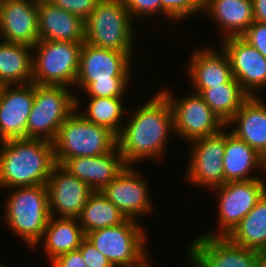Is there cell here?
Instances as JSON below:
<instances>
[{
    "label": "cell",
    "mask_w": 266,
    "mask_h": 267,
    "mask_svg": "<svg viewBox=\"0 0 266 267\" xmlns=\"http://www.w3.org/2000/svg\"><path fill=\"white\" fill-rule=\"evenodd\" d=\"M52 267H86L82 254L79 250L62 254L51 261Z\"/></svg>",
    "instance_id": "cell-36"
},
{
    "label": "cell",
    "mask_w": 266,
    "mask_h": 267,
    "mask_svg": "<svg viewBox=\"0 0 266 267\" xmlns=\"http://www.w3.org/2000/svg\"><path fill=\"white\" fill-rule=\"evenodd\" d=\"M79 98L66 86L34 84V103L30 111L26 138L53 142L60 126L78 107Z\"/></svg>",
    "instance_id": "cell-7"
},
{
    "label": "cell",
    "mask_w": 266,
    "mask_h": 267,
    "mask_svg": "<svg viewBox=\"0 0 266 267\" xmlns=\"http://www.w3.org/2000/svg\"><path fill=\"white\" fill-rule=\"evenodd\" d=\"M199 94L225 124L250 97L234 78L225 84L203 89Z\"/></svg>",
    "instance_id": "cell-29"
},
{
    "label": "cell",
    "mask_w": 266,
    "mask_h": 267,
    "mask_svg": "<svg viewBox=\"0 0 266 267\" xmlns=\"http://www.w3.org/2000/svg\"><path fill=\"white\" fill-rule=\"evenodd\" d=\"M32 47L0 42V84L25 85L32 83Z\"/></svg>",
    "instance_id": "cell-26"
},
{
    "label": "cell",
    "mask_w": 266,
    "mask_h": 267,
    "mask_svg": "<svg viewBox=\"0 0 266 267\" xmlns=\"http://www.w3.org/2000/svg\"><path fill=\"white\" fill-rule=\"evenodd\" d=\"M85 238L78 219L50 217L40 242L44 240V250L52 261L62 254L78 250Z\"/></svg>",
    "instance_id": "cell-25"
},
{
    "label": "cell",
    "mask_w": 266,
    "mask_h": 267,
    "mask_svg": "<svg viewBox=\"0 0 266 267\" xmlns=\"http://www.w3.org/2000/svg\"><path fill=\"white\" fill-rule=\"evenodd\" d=\"M192 149L188 165V181L192 184L216 188L225 183L223 156L225 131L190 141Z\"/></svg>",
    "instance_id": "cell-12"
},
{
    "label": "cell",
    "mask_w": 266,
    "mask_h": 267,
    "mask_svg": "<svg viewBox=\"0 0 266 267\" xmlns=\"http://www.w3.org/2000/svg\"><path fill=\"white\" fill-rule=\"evenodd\" d=\"M0 35L6 42L37 44L38 0H0Z\"/></svg>",
    "instance_id": "cell-18"
},
{
    "label": "cell",
    "mask_w": 266,
    "mask_h": 267,
    "mask_svg": "<svg viewBox=\"0 0 266 267\" xmlns=\"http://www.w3.org/2000/svg\"><path fill=\"white\" fill-rule=\"evenodd\" d=\"M222 43L233 78L249 96H258L255 92L266 88V58L241 37H228Z\"/></svg>",
    "instance_id": "cell-15"
},
{
    "label": "cell",
    "mask_w": 266,
    "mask_h": 267,
    "mask_svg": "<svg viewBox=\"0 0 266 267\" xmlns=\"http://www.w3.org/2000/svg\"><path fill=\"white\" fill-rule=\"evenodd\" d=\"M136 221L128 219L119 225L92 231L86 234V239L114 267H145L149 262L144 251L147 235Z\"/></svg>",
    "instance_id": "cell-9"
},
{
    "label": "cell",
    "mask_w": 266,
    "mask_h": 267,
    "mask_svg": "<svg viewBox=\"0 0 266 267\" xmlns=\"http://www.w3.org/2000/svg\"><path fill=\"white\" fill-rule=\"evenodd\" d=\"M160 92L168 99L174 123V134L188 142L211 136L225 129L226 124L211 110L199 93L176 99L169 89Z\"/></svg>",
    "instance_id": "cell-10"
},
{
    "label": "cell",
    "mask_w": 266,
    "mask_h": 267,
    "mask_svg": "<svg viewBox=\"0 0 266 267\" xmlns=\"http://www.w3.org/2000/svg\"><path fill=\"white\" fill-rule=\"evenodd\" d=\"M131 18L150 17L157 13V0H123ZM155 13V14H154Z\"/></svg>",
    "instance_id": "cell-35"
},
{
    "label": "cell",
    "mask_w": 266,
    "mask_h": 267,
    "mask_svg": "<svg viewBox=\"0 0 266 267\" xmlns=\"http://www.w3.org/2000/svg\"><path fill=\"white\" fill-rule=\"evenodd\" d=\"M260 96H250L227 122L236 126L230 132L266 157V103Z\"/></svg>",
    "instance_id": "cell-21"
},
{
    "label": "cell",
    "mask_w": 266,
    "mask_h": 267,
    "mask_svg": "<svg viewBox=\"0 0 266 267\" xmlns=\"http://www.w3.org/2000/svg\"><path fill=\"white\" fill-rule=\"evenodd\" d=\"M206 0H157V12L174 21L183 20L205 9Z\"/></svg>",
    "instance_id": "cell-31"
},
{
    "label": "cell",
    "mask_w": 266,
    "mask_h": 267,
    "mask_svg": "<svg viewBox=\"0 0 266 267\" xmlns=\"http://www.w3.org/2000/svg\"><path fill=\"white\" fill-rule=\"evenodd\" d=\"M61 166L93 191L103 190L127 166L118 147L107 154L66 159Z\"/></svg>",
    "instance_id": "cell-19"
},
{
    "label": "cell",
    "mask_w": 266,
    "mask_h": 267,
    "mask_svg": "<svg viewBox=\"0 0 266 267\" xmlns=\"http://www.w3.org/2000/svg\"><path fill=\"white\" fill-rule=\"evenodd\" d=\"M257 264H258V267H266V251L258 252Z\"/></svg>",
    "instance_id": "cell-38"
},
{
    "label": "cell",
    "mask_w": 266,
    "mask_h": 267,
    "mask_svg": "<svg viewBox=\"0 0 266 267\" xmlns=\"http://www.w3.org/2000/svg\"><path fill=\"white\" fill-rule=\"evenodd\" d=\"M78 250L82 254L86 267H114L106 256L86 238L82 241Z\"/></svg>",
    "instance_id": "cell-34"
},
{
    "label": "cell",
    "mask_w": 266,
    "mask_h": 267,
    "mask_svg": "<svg viewBox=\"0 0 266 267\" xmlns=\"http://www.w3.org/2000/svg\"><path fill=\"white\" fill-rule=\"evenodd\" d=\"M133 20L123 0H100L84 21L85 42L100 48L133 52Z\"/></svg>",
    "instance_id": "cell-6"
},
{
    "label": "cell",
    "mask_w": 266,
    "mask_h": 267,
    "mask_svg": "<svg viewBox=\"0 0 266 267\" xmlns=\"http://www.w3.org/2000/svg\"><path fill=\"white\" fill-rule=\"evenodd\" d=\"M11 192L5 203V223L34 248L40 244L51 217L46 184L16 187Z\"/></svg>",
    "instance_id": "cell-4"
},
{
    "label": "cell",
    "mask_w": 266,
    "mask_h": 267,
    "mask_svg": "<svg viewBox=\"0 0 266 267\" xmlns=\"http://www.w3.org/2000/svg\"><path fill=\"white\" fill-rule=\"evenodd\" d=\"M46 187L50 215L54 217L55 213L60 218L78 219L93 192L84 181L70 174L59 164L52 169Z\"/></svg>",
    "instance_id": "cell-14"
},
{
    "label": "cell",
    "mask_w": 266,
    "mask_h": 267,
    "mask_svg": "<svg viewBox=\"0 0 266 267\" xmlns=\"http://www.w3.org/2000/svg\"><path fill=\"white\" fill-rule=\"evenodd\" d=\"M132 52H121L82 44L75 85L89 97H123L131 78Z\"/></svg>",
    "instance_id": "cell-3"
},
{
    "label": "cell",
    "mask_w": 266,
    "mask_h": 267,
    "mask_svg": "<svg viewBox=\"0 0 266 267\" xmlns=\"http://www.w3.org/2000/svg\"><path fill=\"white\" fill-rule=\"evenodd\" d=\"M34 103V83L2 85L0 90V142L25 139Z\"/></svg>",
    "instance_id": "cell-17"
},
{
    "label": "cell",
    "mask_w": 266,
    "mask_h": 267,
    "mask_svg": "<svg viewBox=\"0 0 266 267\" xmlns=\"http://www.w3.org/2000/svg\"><path fill=\"white\" fill-rule=\"evenodd\" d=\"M252 7L254 21L266 23V0H252Z\"/></svg>",
    "instance_id": "cell-37"
},
{
    "label": "cell",
    "mask_w": 266,
    "mask_h": 267,
    "mask_svg": "<svg viewBox=\"0 0 266 267\" xmlns=\"http://www.w3.org/2000/svg\"><path fill=\"white\" fill-rule=\"evenodd\" d=\"M226 238L240 247L266 251V193Z\"/></svg>",
    "instance_id": "cell-27"
},
{
    "label": "cell",
    "mask_w": 266,
    "mask_h": 267,
    "mask_svg": "<svg viewBox=\"0 0 266 267\" xmlns=\"http://www.w3.org/2000/svg\"><path fill=\"white\" fill-rule=\"evenodd\" d=\"M132 113L130 122L122 127L117 136V147L125 164L131 166L146 158L163 159L167 137L174 132L173 113L168 99L159 91Z\"/></svg>",
    "instance_id": "cell-1"
},
{
    "label": "cell",
    "mask_w": 266,
    "mask_h": 267,
    "mask_svg": "<svg viewBox=\"0 0 266 267\" xmlns=\"http://www.w3.org/2000/svg\"><path fill=\"white\" fill-rule=\"evenodd\" d=\"M192 55L187 70L195 89L193 92L200 93L203 89L225 84L233 78L230 61L224 50L218 53L206 47L195 50Z\"/></svg>",
    "instance_id": "cell-22"
},
{
    "label": "cell",
    "mask_w": 266,
    "mask_h": 267,
    "mask_svg": "<svg viewBox=\"0 0 266 267\" xmlns=\"http://www.w3.org/2000/svg\"><path fill=\"white\" fill-rule=\"evenodd\" d=\"M240 37L266 58V23L254 21Z\"/></svg>",
    "instance_id": "cell-33"
},
{
    "label": "cell",
    "mask_w": 266,
    "mask_h": 267,
    "mask_svg": "<svg viewBox=\"0 0 266 267\" xmlns=\"http://www.w3.org/2000/svg\"><path fill=\"white\" fill-rule=\"evenodd\" d=\"M57 7L81 17L84 21L90 16L100 0H48Z\"/></svg>",
    "instance_id": "cell-32"
},
{
    "label": "cell",
    "mask_w": 266,
    "mask_h": 267,
    "mask_svg": "<svg viewBox=\"0 0 266 267\" xmlns=\"http://www.w3.org/2000/svg\"><path fill=\"white\" fill-rule=\"evenodd\" d=\"M266 171V157H265V169H264V172ZM266 173V172H265Z\"/></svg>",
    "instance_id": "cell-39"
},
{
    "label": "cell",
    "mask_w": 266,
    "mask_h": 267,
    "mask_svg": "<svg viewBox=\"0 0 266 267\" xmlns=\"http://www.w3.org/2000/svg\"><path fill=\"white\" fill-rule=\"evenodd\" d=\"M90 103L86 107L87 114L83 113V117L98 126H103L114 132L117 136L120 134L124 124H121L124 118L122 97H90Z\"/></svg>",
    "instance_id": "cell-30"
},
{
    "label": "cell",
    "mask_w": 266,
    "mask_h": 267,
    "mask_svg": "<svg viewBox=\"0 0 266 267\" xmlns=\"http://www.w3.org/2000/svg\"><path fill=\"white\" fill-rule=\"evenodd\" d=\"M82 44L39 40L32 47V51L36 52L32 56V83L66 87L74 85L79 72Z\"/></svg>",
    "instance_id": "cell-8"
},
{
    "label": "cell",
    "mask_w": 266,
    "mask_h": 267,
    "mask_svg": "<svg viewBox=\"0 0 266 267\" xmlns=\"http://www.w3.org/2000/svg\"><path fill=\"white\" fill-rule=\"evenodd\" d=\"M218 197V233H206L204 236L226 237L233 228L255 207L266 193V183L263 178L245 181L226 182L216 188Z\"/></svg>",
    "instance_id": "cell-11"
},
{
    "label": "cell",
    "mask_w": 266,
    "mask_h": 267,
    "mask_svg": "<svg viewBox=\"0 0 266 267\" xmlns=\"http://www.w3.org/2000/svg\"><path fill=\"white\" fill-rule=\"evenodd\" d=\"M78 220L86 235L92 231L124 223L128 218L101 191H93Z\"/></svg>",
    "instance_id": "cell-28"
},
{
    "label": "cell",
    "mask_w": 266,
    "mask_h": 267,
    "mask_svg": "<svg viewBox=\"0 0 266 267\" xmlns=\"http://www.w3.org/2000/svg\"><path fill=\"white\" fill-rule=\"evenodd\" d=\"M77 108L60 126L53 141L56 164L66 159L99 156L117 148V135L106 127L87 121Z\"/></svg>",
    "instance_id": "cell-5"
},
{
    "label": "cell",
    "mask_w": 266,
    "mask_h": 267,
    "mask_svg": "<svg viewBox=\"0 0 266 267\" xmlns=\"http://www.w3.org/2000/svg\"><path fill=\"white\" fill-rule=\"evenodd\" d=\"M256 168L264 171L265 158L230 131L225 132V154L223 156L225 183L261 178L248 175Z\"/></svg>",
    "instance_id": "cell-23"
},
{
    "label": "cell",
    "mask_w": 266,
    "mask_h": 267,
    "mask_svg": "<svg viewBox=\"0 0 266 267\" xmlns=\"http://www.w3.org/2000/svg\"><path fill=\"white\" fill-rule=\"evenodd\" d=\"M133 168L126 166L101 192L128 219L136 220L139 215L151 213L154 208L148 195V182Z\"/></svg>",
    "instance_id": "cell-16"
},
{
    "label": "cell",
    "mask_w": 266,
    "mask_h": 267,
    "mask_svg": "<svg viewBox=\"0 0 266 267\" xmlns=\"http://www.w3.org/2000/svg\"><path fill=\"white\" fill-rule=\"evenodd\" d=\"M188 252L192 267H258V252L231 243L226 237L199 235Z\"/></svg>",
    "instance_id": "cell-13"
},
{
    "label": "cell",
    "mask_w": 266,
    "mask_h": 267,
    "mask_svg": "<svg viewBox=\"0 0 266 267\" xmlns=\"http://www.w3.org/2000/svg\"><path fill=\"white\" fill-rule=\"evenodd\" d=\"M39 40L85 42L84 20L48 0H38Z\"/></svg>",
    "instance_id": "cell-20"
},
{
    "label": "cell",
    "mask_w": 266,
    "mask_h": 267,
    "mask_svg": "<svg viewBox=\"0 0 266 267\" xmlns=\"http://www.w3.org/2000/svg\"><path fill=\"white\" fill-rule=\"evenodd\" d=\"M204 10L224 30V39L240 37L254 22L252 0H206Z\"/></svg>",
    "instance_id": "cell-24"
},
{
    "label": "cell",
    "mask_w": 266,
    "mask_h": 267,
    "mask_svg": "<svg viewBox=\"0 0 266 267\" xmlns=\"http://www.w3.org/2000/svg\"><path fill=\"white\" fill-rule=\"evenodd\" d=\"M0 145V188L47 184L56 165L53 142L25 138Z\"/></svg>",
    "instance_id": "cell-2"
}]
</instances>
